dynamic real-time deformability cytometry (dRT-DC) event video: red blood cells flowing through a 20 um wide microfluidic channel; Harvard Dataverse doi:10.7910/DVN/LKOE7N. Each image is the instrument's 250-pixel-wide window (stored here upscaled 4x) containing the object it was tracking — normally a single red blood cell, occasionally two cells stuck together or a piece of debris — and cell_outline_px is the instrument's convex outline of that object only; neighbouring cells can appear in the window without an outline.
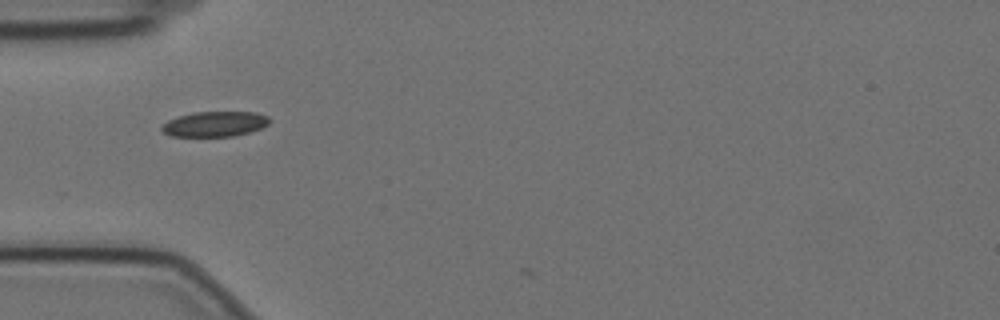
{"species": "Egyptian fruit bat (a non-hibernating species)", "species_latin": "Rousettus aegyptiacus", "temperature_condition": "cold", "stored_images_in_passage": 40, "camera_frame_rate_fps": 3000, "um_per_image_px": 0.085, "animal": {"sex": "female"}, "frame": {"image": 1, "passage_image": 2, "time_ms": 0.333, "image_size_px": [1000, 320], "cell_outline_px": [[272, 120], [268, 124], [260, 128], [248, 132], [232, 136], [172, 136], [164, 132], [160, 128], [168, 120], [192, 112], [256, 112], [268, 116]], "centroid_in_image_um": [18.28, 10.53], "position_along_channel_um": 66.7, "area_um2": 15.66}}
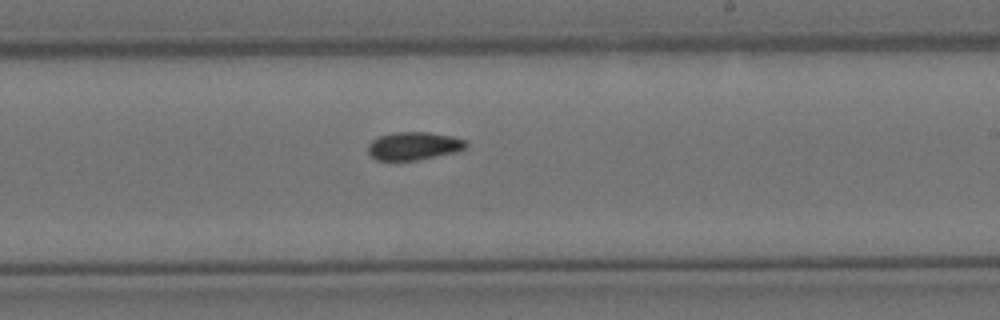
{"frame": {"image": 2, "passage_image": 18, "time_ms": 5.667, "image_size_px": [1000, 320], "cell_outline_px": [[468, 144], [464, 148], [456, 152], [416, 160], [376, 160], [368, 152], [368, 144], [372, 140], [380, 136], [396, 132], [428, 132], [452, 136], [464, 140]], "centroid_in_image_um": [35.16, 12.4], "position_along_channel_um": 253.8, "area_um2": 15.84}}
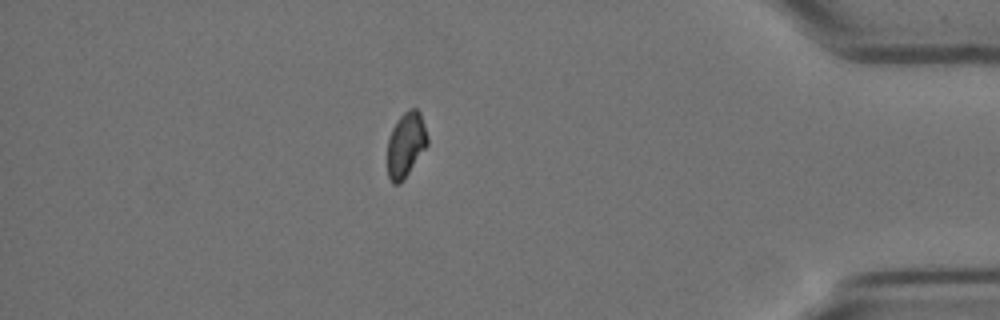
{"frame": {"image": 3, "passage_image": 34, "time_ms": 11.0, "image_size_px": [1000, 320], "cell_outline_px": [[428, 144], [404, 180], [400, 184], [392, 184], [388, 176], [388, 140], [392, 128], [396, 120], [408, 108], [416, 108], [420, 112], [428, 136]], "centroid_in_image_um": [34.5, 12.29], "position_along_channel_um": 400.7, "area_um2": 15.26}}